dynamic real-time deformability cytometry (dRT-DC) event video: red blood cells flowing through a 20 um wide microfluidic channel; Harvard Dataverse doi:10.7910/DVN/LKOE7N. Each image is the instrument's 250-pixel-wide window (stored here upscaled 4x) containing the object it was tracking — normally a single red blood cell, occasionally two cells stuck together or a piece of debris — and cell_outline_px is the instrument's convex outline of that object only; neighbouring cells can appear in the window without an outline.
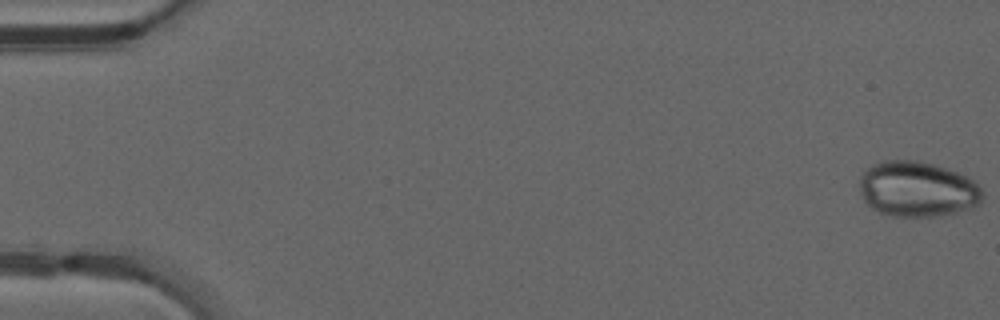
{"species": "common noctule bat (a hibernating species)", "species_latin": "Nyctalus noctula", "temperature_condition": "warm", "stored_images_in_passage": 49, "camera_frame_rate_fps": 3000, "um_per_image_px": 0.085, "animal": {"sex": "male", "forearm_length_mm": 52.5}, "frame": {"image": 1, "passage_image": 1, "time_ms": 0.0, "image_size_px": [1000, 320], "cell_outline_px": [[984, 196], [980, 204], [956, 212], [940, 216], [892, 216], [880, 212], [872, 208], [864, 200], [860, 192], [860, 176], [872, 164], [884, 160], [916, 160], [932, 164], [960, 172], [968, 176], [984, 192]], "centroid_in_image_um": [77.99, 16.07], "position_along_channel_um": 7.0, "area_um2": 39.82}}
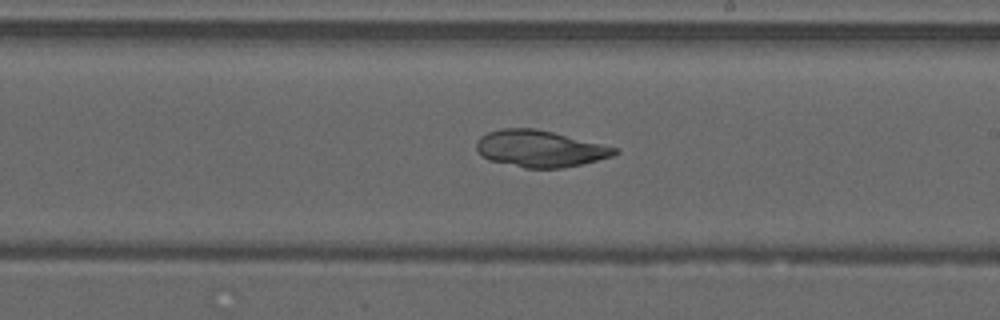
{"frame": {"image": 2, "passage_image": 29, "time_ms": 9.333, "image_size_px": [1000, 320], "cell_outline_px": [[620, 152], [612, 156], [580, 164], [560, 168], [524, 168], [488, 160], [480, 156], [476, 148], [476, 140], [480, 136], [488, 132], [500, 128], [536, 128], [616, 148]], "centroid_in_image_um": [45.8, 12.64], "position_along_channel_um": 243.2, "area_um2": 29.36}}
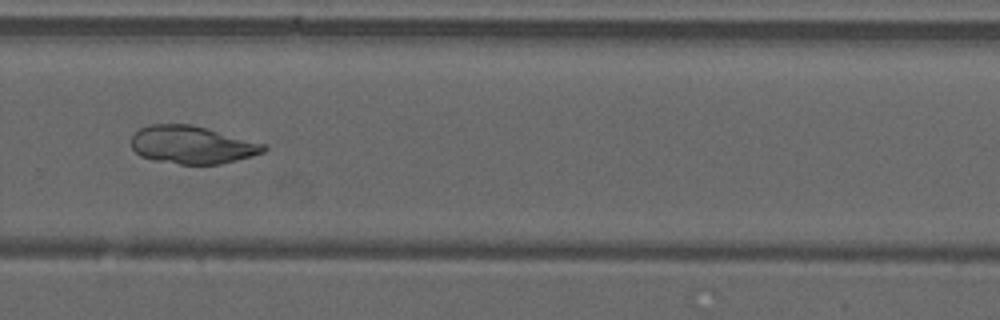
{"frame": {"image": 3, "passage_image": 34, "time_ms": 11.0, "image_size_px": [1000, 320], "cell_outline_px": [[268, 148], [264, 152], [252, 156], [220, 164], [180, 164], [156, 160], [140, 156], [132, 148], [132, 132], [148, 124], [192, 124], [268, 144]], "centroid_in_image_um": [16.34, 12.3], "position_along_channel_um": 313.5, "area_um2": 29.42}}